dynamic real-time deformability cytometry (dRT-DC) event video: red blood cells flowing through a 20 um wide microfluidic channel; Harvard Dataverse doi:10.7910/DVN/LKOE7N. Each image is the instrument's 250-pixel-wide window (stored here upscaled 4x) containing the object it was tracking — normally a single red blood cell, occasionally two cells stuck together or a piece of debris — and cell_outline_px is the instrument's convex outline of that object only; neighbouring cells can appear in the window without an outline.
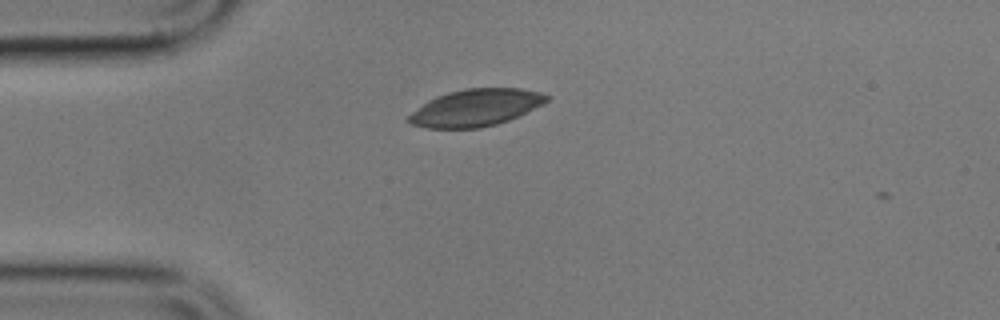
{"species": "common noctule bat (a hibernating species)", "species_latin": "Nyctalus noctula", "temperature_condition": "cold", "stored_images_in_passage": 6, "camera_frame_rate_fps": 3000, "um_per_image_px": 0.085, "animal": {"sex": "male", "body_mass_g": 17.9}, "frame": {"image": 1, "passage_image": 1, "time_ms": 0.0, "image_size_px": [1000, 320], "cell_outline_px": [[552, 96], [544, 104], [508, 120], [496, 124], [480, 128], [428, 128], [412, 124], [404, 120], [412, 112], [428, 100], [436, 96], [448, 92], [464, 88], [520, 88], [540, 92]], "centroid_in_image_um": [40.44, 9.14], "position_along_channel_um": 44.6, "area_um2": 29.82}}
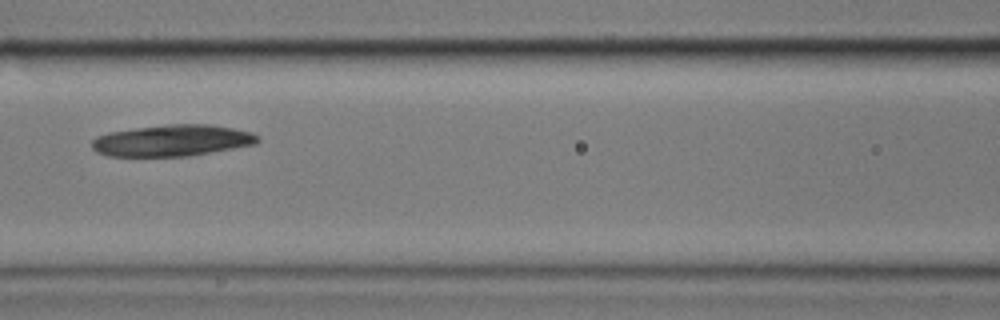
{"frame": {"image": 2, "passage_image": 4, "time_ms": 3.667, "image_size_px": [1000, 320], "cell_outline_px": [[260, 140], [256, 144], [188, 156], [108, 156], [96, 152], [92, 148], [92, 140], [96, 136], [108, 132], [136, 128], [168, 124], [208, 124], [232, 128], [252, 132], [260, 136]], "centroid_in_image_um": [14.63, 11.94], "position_along_channel_um": 152.0, "area_um2": 30.4}}
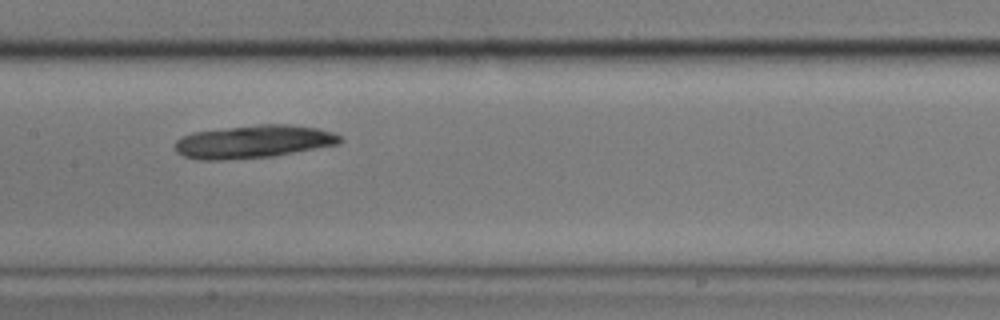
{"frame": {"image": 3, "passage_image": 5, "time_ms": 4.667, "image_size_px": [1000, 320], "cell_outline_px": [[340, 144], [272, 156], [224, 160], [196, 160], [184, 156], [176, 152], [176, 140], [192, 132], [260, 124], [284, 124], [316, 128], [332, 132], [340, 136]], "centroid_in_image_um": [21.52, 12.05], "position_along_channel_um": 185.9, "area_um2": 31.44}}